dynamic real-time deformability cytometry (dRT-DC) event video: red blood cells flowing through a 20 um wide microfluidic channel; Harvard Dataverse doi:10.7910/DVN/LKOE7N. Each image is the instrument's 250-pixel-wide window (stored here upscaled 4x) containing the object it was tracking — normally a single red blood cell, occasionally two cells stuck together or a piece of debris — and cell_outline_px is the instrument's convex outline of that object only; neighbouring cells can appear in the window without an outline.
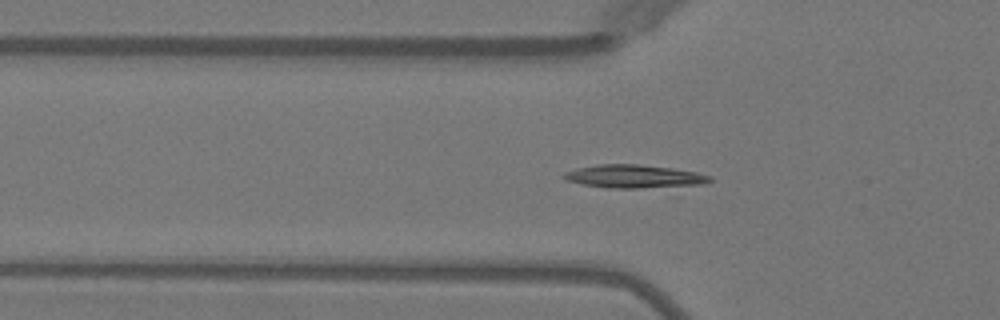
{"species": "Egyptian fruit bat (a non-hibernating species)", "species_latin": "Rousettus aegyptiacus", "temperature_condition": "warm", "stored_images_in_passage": 34, "camera_frame_rate_fps": 3000, "um_per_image_px": 0.085, "animal": {"sex": "female"}, "frame": {"image": 1, "passage_image": 16, "time_ms": 5.0, "image_size_px": [1000, 320], "cell_outline_px": [[712, 180], [704, 184], [640, 188], [608, 188], [580, 184], [564, 180], [560, 176], [564, 172], [576, 168], [596, 164], [636, 164], [672, 168], [696, 172], [712, 176]], "centroid_in_image_um": [53.83, 14.99], "position_along_channel_um": 72.0, "area_um2": 19.88}}
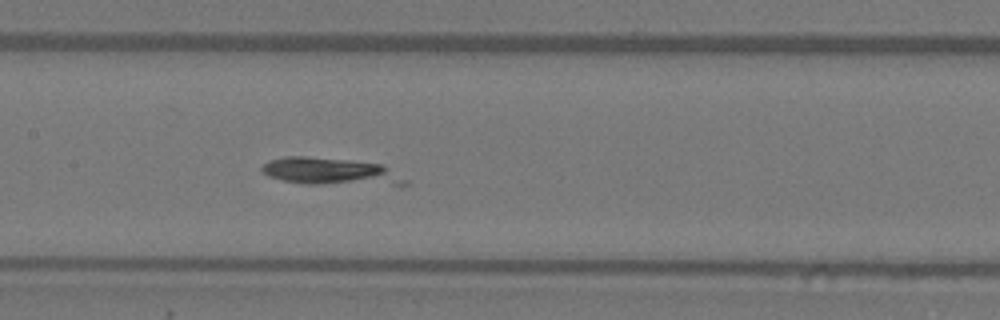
{"frame": {"image": 2, "passage_image": 24, "time_ms": 7.667, "image_size_px": [1000, 320], "cell_outline_px": [[384, 176], [320, 184], [304, 184], [284, 180], [268, 176], [260, 172], [260, 168], [268, 160], [284, 156], [308, 156], [348, 160], [384, 164]], "centroid_in_image_um": [27.19, 14.42], "position_along_channel_um": 180.2, "area_um2": 18.84}}
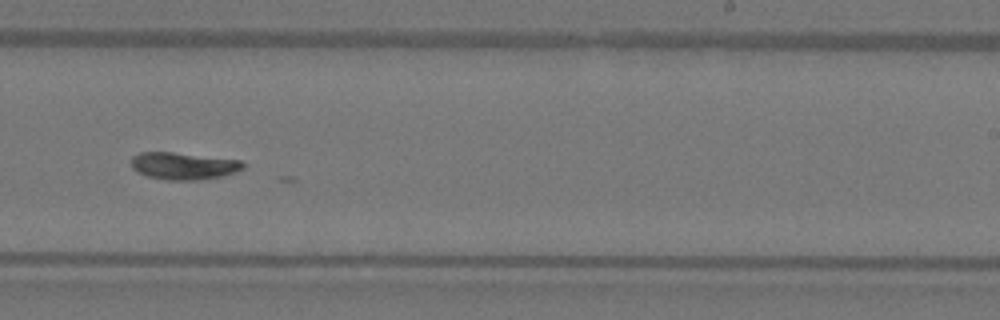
{"frame": {"image": 3, "passage_image": 31, "time_ms": 10.0, "image_size_px": [1000, 320], "cell_outline_px": [[244, 168], [236, 172], [224, 176], [200, 180], [168, 180], [148, 176], [136, 172], [132, 168], [132, 156], [140, 152], [172, 152], [240, 160], [244, 164]], "centroid_in_image_um": [15.6, 14.11], "position_along_channel_um": 273.4, "area_um2": 17.74}}